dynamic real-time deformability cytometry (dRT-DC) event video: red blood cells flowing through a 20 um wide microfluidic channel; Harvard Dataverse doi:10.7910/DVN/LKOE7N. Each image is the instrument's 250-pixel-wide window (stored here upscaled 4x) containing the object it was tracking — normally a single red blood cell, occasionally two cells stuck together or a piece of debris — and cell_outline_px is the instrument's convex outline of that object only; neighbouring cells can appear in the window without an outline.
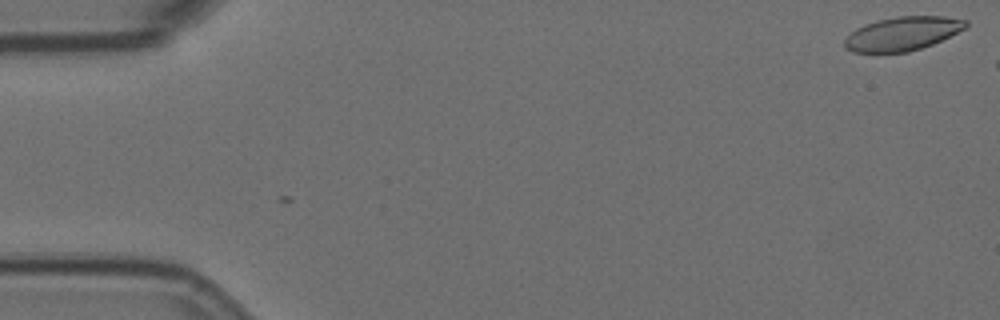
{"species": "Egyptian fruit bat (a non-hibernating species)", "species_latin": "Rousettus aegyptiacus", "temperature_condition": "room temperature", "stored_images_in_passage": 2, "camera_frame_rate_fps": 3000, "um_per_image_px": 0.085, "animal": {"sex": "female"}, "frame": {"image": 1, "passage_image": 2, "time_ms": 0.333, "image_size_px": [1000, 320], "cell_outline_px": [[968, 28], [932, 44], [908, 52], [852, 52], [844, 48], [844, 40], [856, 28], [880, 20], [896, 16], [944, 16], [968, 20]], "centroid_in_image_um": [76.76, 2.86], "position_along_channel_um": 8.2, "area_um2": 23.76}}